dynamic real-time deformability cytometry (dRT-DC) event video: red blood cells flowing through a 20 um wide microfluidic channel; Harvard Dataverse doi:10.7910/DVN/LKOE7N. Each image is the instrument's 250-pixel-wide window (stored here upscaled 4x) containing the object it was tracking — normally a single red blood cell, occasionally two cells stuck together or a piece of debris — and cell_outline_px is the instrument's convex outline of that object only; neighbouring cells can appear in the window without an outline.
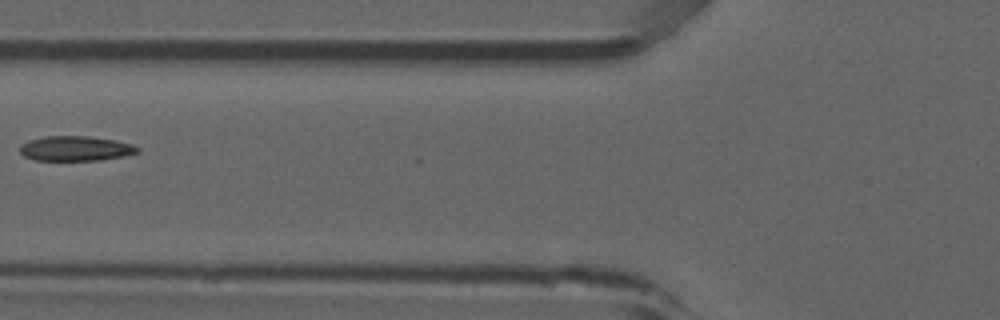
{"species": "common noctule bat (a hibernating species)", "species_latin": "Nyctalus noctula", "temperature_condition": "room temperature", "stored_images_in_passage": 7, "camera_frame_rate_fps": 3000, "um_per_image_px": 0.085, "animal": {"sex": "male", "forearm_length_mm": 52.5}, "frame": {"image": 1, "passage_image": 6, "time_ms": 1.667, "image_size_px": [1000, 320], "cell_outline_px": [[140, 152], [124, 156], [104, 160], [36, 160], [24, 156], [20, 152], [20, 144], [28, 140], [44, 136], [88, 136], [116, 140], [132, 144], [140, 148]], "centroid_in_image_um": [6.44, 12.62], "position_along_channel_um": 119.4, "area_um2": 17.22}}
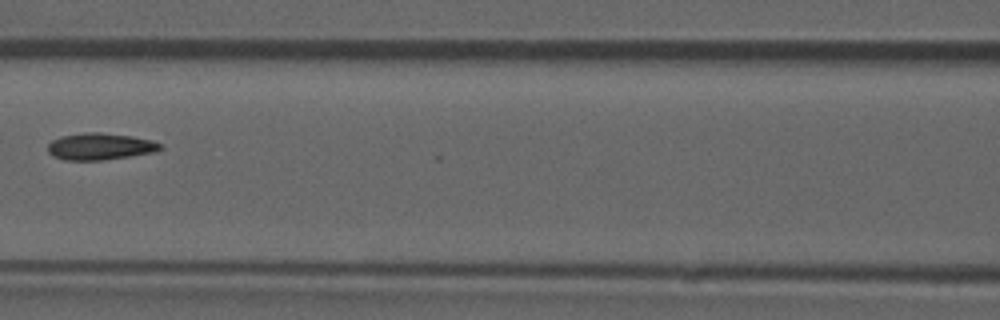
{"frame": {"image": 2, "passage_image": 7, "time_ms": 2.0, "image_size_px": [1000, 320], "cell_outline_px": [[164, 148], [152, 152], [128, 156], [100, 160], [64, 160], [48, 152], [48, 144], [52, 140], [60, 136], [84, 132], [100, 132], [132, 136], [152, 140], [160, 144]], "centroid_in_image_um": [8.49, 12.43], "position_along_channel_um": 158.1, "area_um2": 17.4}}